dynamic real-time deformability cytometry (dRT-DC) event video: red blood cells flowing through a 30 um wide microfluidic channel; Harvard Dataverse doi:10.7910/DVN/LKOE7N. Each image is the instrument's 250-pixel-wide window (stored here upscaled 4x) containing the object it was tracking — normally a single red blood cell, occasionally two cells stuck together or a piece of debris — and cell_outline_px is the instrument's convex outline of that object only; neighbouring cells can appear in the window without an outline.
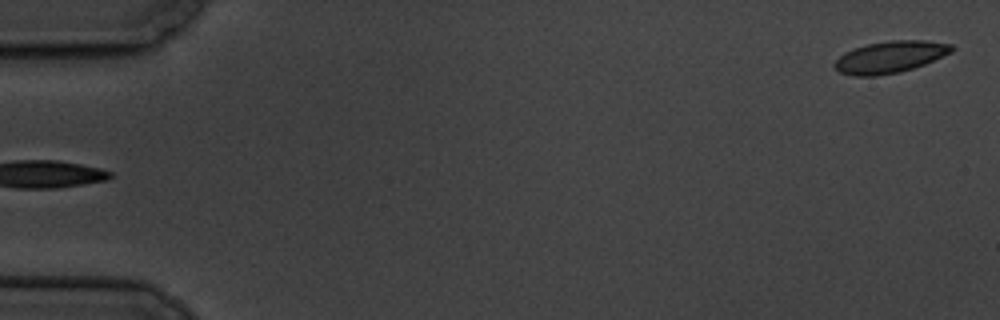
{"species": "common noctule bat (a hibernating species)", "species_latin": "Nyctalus noctula", "temperature_condition": "cold", "stored_images_in_passage": 6, "segment_of_instrument_passage": [2, 2], "camera_frame_rate_fps": 3000, "um_per_image_px": 0.085, "animal": {"sex": "male", "body_mass_g": 19.5, "forearm_length_mm": 54.6}, "frame": {"image": 1, "passage_image": 6, "time_ms": 6.667, "image_size_px": [1000, 320], "cell_outline_px": [[956, 48], [952, 52], [924, 64], [900, 72], [876, 76], [852, 76], [840, 72], [836, 68], [836, 60], [844, 52], [868, 44], [892, 40], [924, 40], [952, 44]], "centroid_in_image_um": [75.69, 4.84], "position_along_channel_um": 9.3, "area_um2": 21.5}}